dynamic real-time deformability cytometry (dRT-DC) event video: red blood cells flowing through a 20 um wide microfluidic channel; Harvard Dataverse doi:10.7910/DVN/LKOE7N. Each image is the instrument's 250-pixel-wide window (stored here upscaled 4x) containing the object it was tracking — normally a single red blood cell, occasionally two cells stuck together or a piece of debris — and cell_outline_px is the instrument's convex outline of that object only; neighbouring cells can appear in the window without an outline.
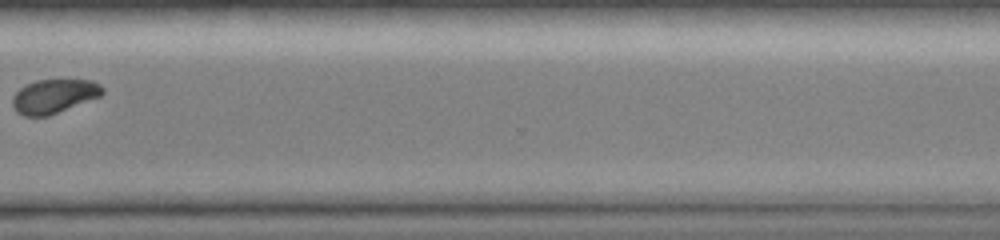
{"species": "common noctule bat (a hibernating species)", "species_latin": "Nyctalus noctula", "temperature_condition": "room temperature", "stored_images_in_passage": 18, "camera_frame_rate_fps": 3000, "um_per_image_px": 0.085, "animal": {"sex": "female", "body_mass_g": 19.0, "forearm_length_mm": 51.5}, "frame": {"image": 1, "passage_image": 16, "time_ms": 9.333, "image_size_px": [1000, 240], "cell_outline_px": [[104, 92], [100, 96], [48, 116], [24, 116], [16, 112], [12, 104], [12, 96], [20, 88], [36, 80], [92, 80], [100, 84], [104, 88]], "centroid_in_image_um": [4.58, 8.18], "position_along_channel_um": 366.0, "area_um2": 17.74}, "authors_computed_cell_mechanics": {"area_um2": 20.1433, "velocity_mm_per_s": 4.072, "shape_relaxation_time_tau1_ms": 3.4643, "shape_relaxation_time_tau2_ms": 6.6795, "deformation_change_tau1": 0.1307, "deformation_change_tau2": 0.0748}}